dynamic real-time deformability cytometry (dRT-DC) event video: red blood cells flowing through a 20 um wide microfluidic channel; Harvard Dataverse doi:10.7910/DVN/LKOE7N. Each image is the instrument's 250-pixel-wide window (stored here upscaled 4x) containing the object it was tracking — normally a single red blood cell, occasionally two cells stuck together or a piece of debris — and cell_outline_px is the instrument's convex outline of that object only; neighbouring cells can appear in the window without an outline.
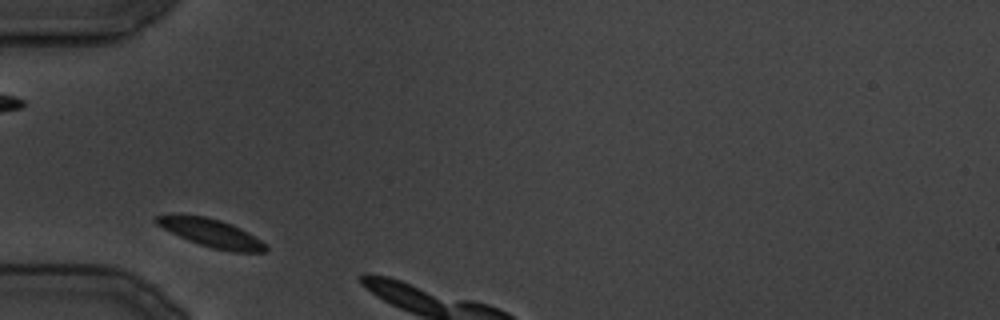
{"species": "common noctule bat (a hibernating species)", "species_latin": "Nyctalus noctula", "temperature_condition": "cold", "stored_images_in_passage": 3, "camera_frame_rate_fps": 3000, "um_per_image_px": 0.085, "animal": {"sex": "male", "body_mass_g": 19.5, "forearm_length_mm": 54.6}, "frame": {"image": 1, "passage_image": 1, "time_ms": 0.0, "image_size_px": [1000, 320], "cell_outline_px": [[268, 252], [232, 252], [212, 248], [188, 240], [156, 224], [152, 220], [156, 216], [208, 216], [232, 224], [248, 232], [260, 240], [268, 248]], "centroid_in_image_um": [18.02, 19.83], "position_along_channel_um": 67.0, "area_um2": 17.51}}